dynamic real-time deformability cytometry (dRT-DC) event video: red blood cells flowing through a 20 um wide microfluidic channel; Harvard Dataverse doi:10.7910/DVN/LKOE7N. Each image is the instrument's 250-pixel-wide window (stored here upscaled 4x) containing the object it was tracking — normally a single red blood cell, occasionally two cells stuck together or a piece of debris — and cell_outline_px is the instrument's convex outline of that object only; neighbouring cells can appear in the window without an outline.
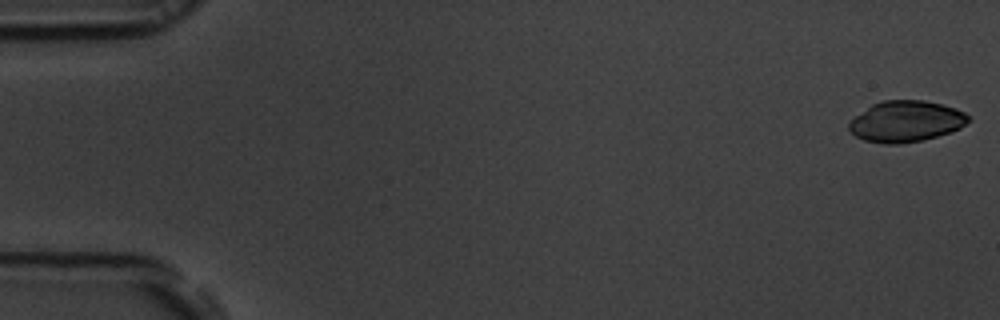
{"species": "common noctule bat (a hibernating species)", "species_latin": "Nyctalus noctula", "temperature_condition": "room temperature", "stored_images_in_passage": 54, "camera_frame_rate_fps": 3000, "um_per_image_px": 0.085, "animal": {"sex": "male", "body_mass_g": 19.5, "forearm_length_mm": 54.6}, "frame": {"image": 1, "passage_image": 1, "time_ms": 0.0, "image_size_px": [1000, 320], "cell_outline_px": [[972, 120], [960, 128], [952, 132], [920, 140], [900, 144], [884, 144], [864, 140], [856, 136], [848, 128], [848, 124], [856, 116], [872, 104], [884, 100], [924, 100], [956, 108], [972, 116]], "centroid_in_image_um": [77.05, 10.31], "position_along_channel_um": 7.9, "area_um2": 28.61}}
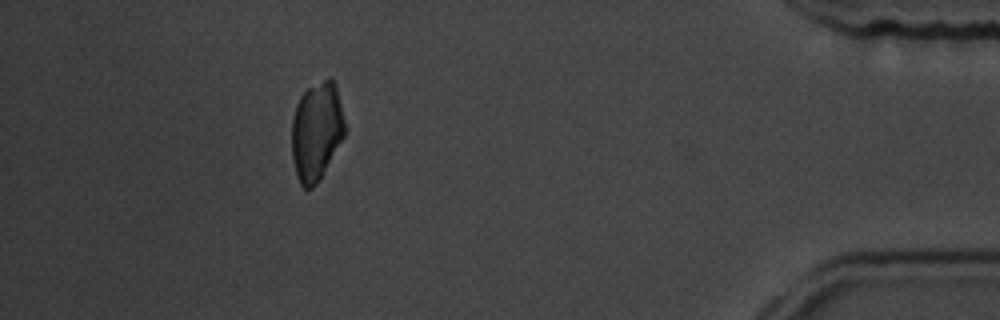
{"frame": {"image": 2, "passage_image": 49, "time_ms": 16.0, "image_size_px": [1000, 320], "cell_outline_px": [[348, 128], [344, 136], [320, 180], [312, 188], [304, 188], [300, 184], [296, 172], [292, 156], [292, 116], [296, 104], [300, 96], [308, 88], [328, 76], [336, 84]], "centroid_in_image_um": [26.93, 11.12], "position_along_channel_um": 408.3, "area_um2": 30.92}}